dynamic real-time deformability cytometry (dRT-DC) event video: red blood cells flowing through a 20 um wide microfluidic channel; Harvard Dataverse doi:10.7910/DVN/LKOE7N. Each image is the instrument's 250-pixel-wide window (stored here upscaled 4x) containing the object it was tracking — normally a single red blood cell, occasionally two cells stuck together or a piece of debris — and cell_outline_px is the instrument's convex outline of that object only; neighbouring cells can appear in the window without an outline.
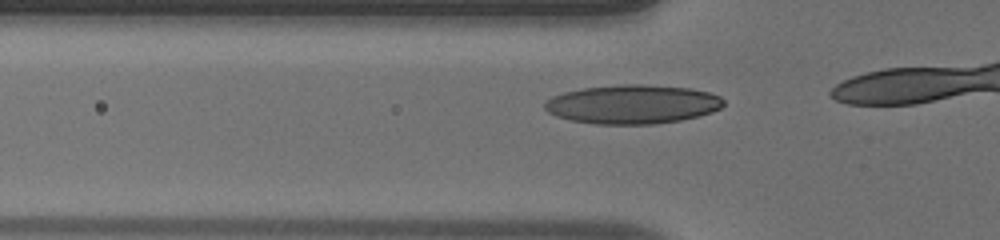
{"species": "human", "species_latin": "Homo sapiens", "temperature_condition": "warm", "stored_images_in_passage": 11, "camera_frame_rate_fps": 3000, "um_per_image_px": 0.085, "donor": {"sex": "male"}, "frame": {"image": 1, "passage_image": 8, "time_ms": 2.333, "image_size_px": [1000, 240], "cell_outline_px": [[724, 104], [720, 108], [712, 112], [700, 116], [680, 120], [656, 124], [596, 124], [572, 120], [556, 116], [548, 112], [544, 108], [544, 100], [552, 96], [564, 92], [584, 88], [620, 84], [640, 84], [692, 88], [708, 92], [720, 96], [724, 100]], "centroid_in_image_um": [53.76, 8.86], "position_along_channel_um": 72.0, "area_um2": 40.81}}